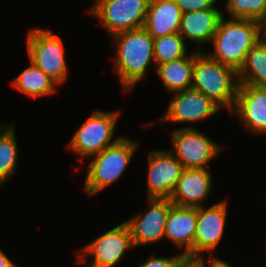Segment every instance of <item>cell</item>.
<instances>
[{"label":"cell","instance_id":"22","mask_svg":"<svg viewBox=\"0 0 266 267\" xmlns=\"http://www.w3.org/2000/svg\"><path fill=\"white\" fill-rule=\"evenodd\" d=\"M3 129L5 130H0V186L13 175L18 163L15 129L7 124Z\"/></svg>","mask_w":266,"mask_h":267},{"label":"cell","instance_id":"12","mask_svg":"<svg viewBox=\"0 0 266 267\" xmlns=\"http://www.w3.org/2000/svg\"><path fill=\"white\" fill-rule=\"evenodd\" d=\"M152 205L146 214H138L125 222L129 225L134 247L163 240L168 212L173 205L169 198H148Z\"/></svg>","mask_w":266,"mask_h":267},{"label":"cell","instance_id":"19","mask_svg":"<svg viewBox=\"0 0 266 267\" xmlns=\"http://www.w3.org/2000/svg\"><path fill=\"white\" fill-rule=\"evenodd\" d=\"M196 51L186 57L155 65V69L168 91L179 92L192 88V74Z\"/></svg>","mask_w":266,"mask_h":267},{"label":"cell","instance_id":"25","mask_svg":"<svg viewBox=\"0 0 266 267\" xmlns=\"http://www.w3.org/2000/svg\"><path fill=\"white\" fill-rule=\"evenodd\" d=\"M182 14L213 8L217 0H175Z\"/></svg>","mask_w":266,"mask_h":267},{"label":"cell","instance_id":"24","mask_svg":"<svg viewBox=\"0 0 266 267\" xmlns=\"http://www.w3.org/2000/svg\"><path fill=\"white\" fill-rule=\"evenodd\" d=\"M226 8L231 18L266 21V0H227Z\"/></svg>","mask_w":266,"mask_h":267},{"label":"cell","instance_id":"4","mask_svg":"<svg viewBox=\"0 0 266 267\" xmlns=\"http://www.w3.org/2000/svg\"><path fill=\"white\" fill-rule=\"evenodd\" d=\"M137 143L122 137L116 144L93 155L89 163L84 190L95 195L116 182L125 172L136 150Z\"/></svg>","mask_w":266,"mask_h":267},{"label":"cell","instance_id":"2","mask_svg":"<svg viewBox=\"0 0 266 267\" xmlns=\"http://www.w3.org/2000/svg\"><path fill=\"white\" fill-rule=\"evenodd\" d=\"M118 50L114 69L125 91L144 77L150 60L154 58V39L144 27L124 31L113 36Z\"/></svg>","mask_w":266,"mask_h":267},{"label":"cell","instance_id":"14","mask_svg":"<svg viewBox=\"0 0 266 267\" xmlns=\"http://www.w3.org/2000/svg\"><path fill=\"white\" fill-rule=\"evenodd\" d=\"M252 134H266V87L239 84L236 103L231 111Z\"/></svg>","mask_w":266,"mask_h":267},{"label":"cell","instance_id":"8","mask_svg":"<svg viewBox=\"0 0 266 267\" xmlns=\"http://www.w3.org/2000/svg\"><path fill=\"white\" fill-rule=\"evenodd\" d=\"M133 247L130 227L124 221L82 247V253H78L82 255L77 258V263L84 264L87 258L93 257L94 260L86 262L85 267H114L123 258L125 251Z\"/></svg>","mask_w":266,"mask_h":267},{"label":"cell","instance_id":"29","mask_svg":"<svg viewBox=\"0 0 266 267\" xmlns=\"http://www.w3.org/2000/svg\"><path fill=\"white\" fill-rule=\"evenodd\" d=\"M210 266L209 267H232L231 265L227 264L225 261H222L216 257H210Z\"/></svg>","mask_w":266,"mask_h":267},{"label":"cell","instance_id":"15","mask_svg":"<svg viewBox=\"0 0 266 267\" xmlns=\"http://www.w3.org/2000/svg\"><path fill=\"white\" fill-rule=\"evenodd\" d=\"M212 187V176L207 169L185 168L170 201L181 207H201Z\"/></svg>","mask_w":266,"mask_h":267},{"label":"cell","instance_id":"17","mask_svg":"<svg viewBox=\"0 0 266 267\" xmlns=\"http://www.w3.org/2000/svg\"><path fill=\"white\" fill-rule=\"evenodd\" d=\"M182 12L175 0H150L144 28L153 39L179 32Z\"/></svg>","mask_w":266,"mask_h":267},{"label":"cell","instance_id":"11","mask_svg":"<svg viewBox=\"0 0 266 267\" xmlns=\"http://www.w3.org/2000/svg\"><path fill=\"white\" fill-rule=\"evenodd\" d=\"M175 93L160 121L196 122L215 115L221 109L211 98L193 88Z\"/></svg>","mask_w":266,"mask_h":267},{"label":"cell","instance_id":"28","mask_svg":"<svg viewBox=\"0 0 266 267\" xmlns=\"http://www.w3.org/2000/svg\"><path fill=\"white\" fill-rule=\"evenodd\" d=\"M0 267H17L0 249Z\"/></svg>","mask_w":266,"mask_h":267},{"label":"cell","instance_id":"27","mask_svg":"<svg viewBox=\"0 0 266 267\" xmlns=\"http://www.w3.org/2000/svg\"><path fill=\"white\" fill-rule=\"evenodd\" d=\"M177 267H206L203 257H185Z\"/></svg>","mask_w":266,"mask_h":267},{"label":"cell","instance_id":"1","mask_svg":"<svg viewBox=\"0 0 266 267\" xmlns=\"http://www.w3.org/2000/svg\"><path fill=\"white\" fill-rule=\"evenodd\" d=\"M224 18L223 15L211 40L215 50L207 55L238 71L248 51L263 37V24L254 19Z\"/></svg>","mask_w":266,"mask_h":267},{"label":"cell","instance_id":"30","mask_svg":"<svg viewBox=\"0 0 266 267\" xmlns=\"http://www.w3.org/2000/svg\"><path fill=\"white\" fill-rule=\"evenodd\" d=\"M263 30H264L263 36L266 38V21L263 23Z\"/></svg>","mask_w":266,"mask_h":267},{"label":"cell","instance_id":"26","mask_svg":"<svg viewBox=\"0 0 266 267\" xmlns=\"http://www.w3.org/2000/svg\"><path fill=\"white\" fill-rule=\"evenodd\" d=\"M186 257L183 253L176 255L175 257H156L153 256L148 258L147 261L143 262L138 267H177L178 264Z\"/></svg>","mask_w":266,"mask_h":267},{"label":"cell","instance_id":"23","mask_svg":"<svg viewBox=\"0 0 266 267\" xmlns=\"http://www.w3.org/2000/svg\"><path fill=\"white\" fill-rule=\"evenodd\" d=\"M153 48L156 65L179 60L187 56L184 39L179 33L154 39Z\"/></svg>","mask_w":266,"mask_h":267},{"label":"cell","instance_id":"16","mask_svg":"<svg viewBox=\"0 0 266 267\" xmlns=\"http://www.w3.org/2000/svg\"><path fill=\"white\" fill-rule=\"evenodd\" d=\"M197 226V207L172 205L167 216L164 237L177 246L185 247L186 257L194 258V238Z\"/></svg>","mask_w":266,"mask_h":267},{"label":"cell","instance_id":"5","mask_svg":"<svg viewBox=\"0 0 266 267\" xmlns=\"http://www.w3.org/2000/svg\"><path fill=\"white\" fill-rule=\"evenodd\" d=\"M30 62L41 69L55 83L62 84L68 74L64 48L60 38L51 30L35 28L27 36Z\"/></svg>","mask_w":266,"mask_h":267},{"label":"cell","instance_id":"10","mask_svg":"<svg viewBox=\"0 0 266 267\" xmlns=\"http://www.w3.org/2000/svg\"><path fill=\"white\" fill-rule=\"evenodd\" d=\"M148 198H169L175 190L184 166L174 152L153 151L148 158Z\"/></svg>","mask_w":266,"mask_h":267},{"label":"cell","instance_id":"13","mask_svg":"<svg viewBox=\"0 0 266 267\" xmlns=\"http://www.w3.org/2000/svg\"><path fill=\"white\" fill-rule=\"evenodd\" d=\"M227 203L219 202L208 209L197 207V226L194 238V258H200L199 252L208 251L213 257L214 249L222 240L227 217Z\"/></svg>","mask_w":266,"mask_h":267},{"label":"cell","instance_id":"18","mask_svg":"<svg viewBox=\"0 0 266 267\" xmlns=\"http://www.w3.org/2000/svg\"><path fill=\"white\" fill-rule=\"evenodd\" d=\"M222 16L223 13L215 7L184 13L178 33L184 40L189 38L197 45L211 41Z\"/></svg>","mask_w":266,"mask_h":267},{"label":"cell","instance_id":"20","mask_svg":"<svg viewBox=\"0 0 266 267\" xmlns=\"http://www.w3.org/2000/svg\"><path fill=\"white\" fill-rule=\"evenodd\" d=\"M237 75L239 84L266 87V38L264 36L248 51Z\"/></svg>","mask_w":266,"mask_h":267},{"label":"cell","instance_id":"21","mask_svg":"<svg viewBox=\"0 0 266 267\" xmlns=\"http://www.w3.org/2000/svg\"><path fill=\"white\" fill-rule=\"evenodd\" d=\"M31 66L23 70L12 84L20 92L38 98L56 92L55 82L41 69L30 62Z\"/></svg>","mask_w":266,"mask_h":267},{"label":"cell","instance_id":"7","mask_svg":"<svg viewBox=\"0 0 266 267\" xmlns=\"http://www.w3.org/2000/svg\"><path fill=\"white\" fill-rule=\"evenodd\" d=\"M150 0H96L89 14L99 18L111 33L115 34L142 28Z\"/></svg>","mask_w":266,"mask_h":267},{"label":"cell","instance_id":"9","mask_svg":"<svg viewBox=\"0 0 266 267\" xmlns=\"http://www.w3.org/2000/svg\"><path fill=\"white\" fill-rule=\"evenodd\" d=\"M173 151L184 168L207 169V164L222 149L193 127L179 128L171 132Z\"/></svg>","mask_w":266,"mask_h":267},{"label":"cell","instance_id":"3","mask_svg":"<svg viewBox=\"0 0 266 267\" xmlns=\"http://www.w3.org/2000/svg\"><path fill=\"white\" fill-rule=\"evenodd\" d=\"M237 71L212 59L199 48L193 66L192 88L211 98L221 108L232 111L239 86Z\"/></svg>","mask_w":266,"mask_h":267},{"label":"cell","instance_id":"6","mask_svg":"<svg viewBox=\"0 0 266 267\" xmlns=\"http://www.w3.org/2000/svg\"><path fill=\"white\" fill-rule=\"evenodd\" d=\"M119 115L118 111L95 110L75 132L68 148L81 155V158H90L105 148L116 144L122 138L112 139Z\"/></svg>","mask_w":266,"mask_h":267}]
</instances>
